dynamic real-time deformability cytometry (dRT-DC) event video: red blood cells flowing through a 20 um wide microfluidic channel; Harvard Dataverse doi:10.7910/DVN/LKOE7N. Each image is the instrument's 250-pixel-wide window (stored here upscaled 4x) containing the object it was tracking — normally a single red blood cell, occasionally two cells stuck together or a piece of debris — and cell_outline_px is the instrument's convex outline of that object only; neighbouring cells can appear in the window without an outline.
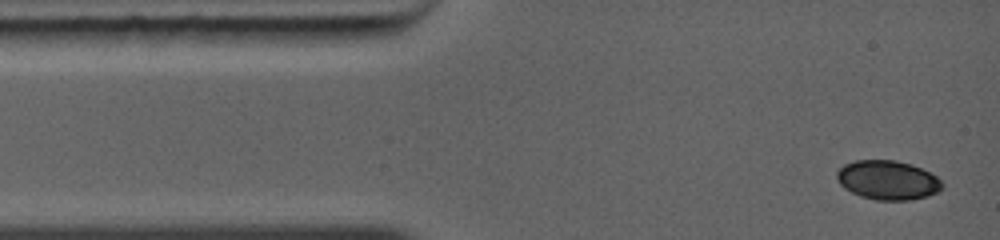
{"species": "common noctule bat (a hibernating species)", "species_latin": "Nyctalus noctula", "temperature_condition": "warm", "stored_images_in_passage": 9, "camera_frame_rate_fps": 5000, "um_per_image_px": 0.085, "animal": {"sex": "female", "body_mass_g": 19.0, "forearm_length_mm": 56.7}, "frame": {"image": 1, "passage_image": 1, "time_ms": 0.0, "image_size_px": [1000, 240], "cell_outline_px": [[944, 184], [936, 192], [928, 196], [908, 200], [876, 200], [860, 196], [844, 188], [840, 184], [836, 176], [836, 172], [844, 164], [856, 160], [892, 160], [912, 164], [936, 176]], "centroid_in_image_um": [75.43, 15.31], "position_along_channel_um": 9.6, "area_um2": 23.93}}
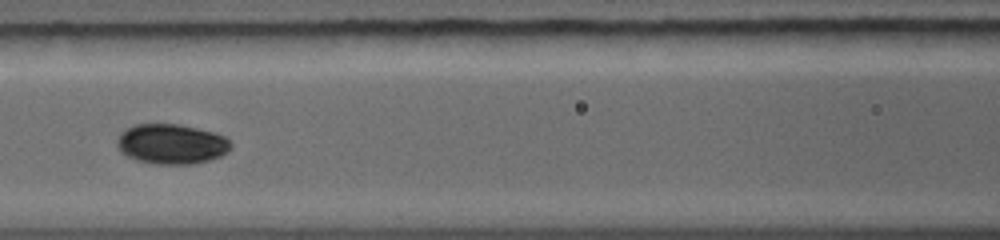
{"frame": {"image": 2, "passage_image": 6, "time_ms": 4.4, "image_size_px": [1000, 240], "cell_outline_px": [[232, 148], [228, 152], [220, 156], [208, 160], [192, 164], [156, 164], [136, 160], [120, 152], [116, 144], [120, 136], [128, 128], [136, 124], [180, 124], [216, 132], [224, 136], [232, 144]], "centroid_in_image_um": [14.62, 12.24], "position_along_channel_um": 152.0, "area_um2": 26.53}}
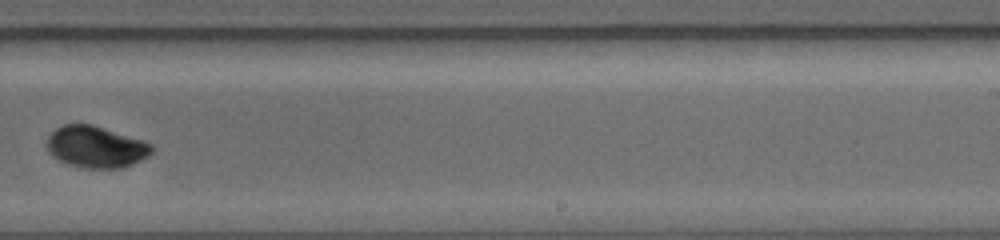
{"frame": {"image": 3, "passage_image": 9, "time_ms": 7.2, "image_size_px": [1000, 240], "cell_outline_px": [[152, 152], [148, 156], [124, 168], [84, 168], [68, 164], [52, 156], [48, 152], [48, 136], [56, 128], [64, 124], [92, 124], [144, 140], [152, 144]], "centroid_in_image_um": [8.17, 12.48], "position_along_channel_um": 280.8, "area_um2": 25.43}}